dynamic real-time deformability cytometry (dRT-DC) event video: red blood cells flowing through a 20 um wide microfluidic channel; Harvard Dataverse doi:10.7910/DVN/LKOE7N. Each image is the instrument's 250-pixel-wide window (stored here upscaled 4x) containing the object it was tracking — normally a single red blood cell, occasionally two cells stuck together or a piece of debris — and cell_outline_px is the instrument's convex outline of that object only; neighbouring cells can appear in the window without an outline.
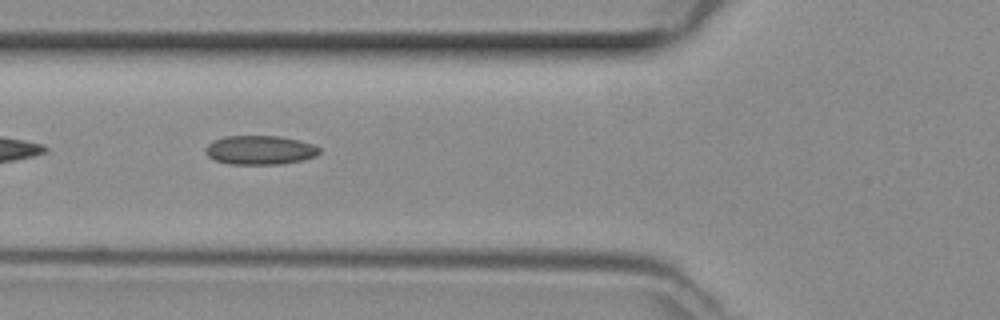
{"species": "common noctule bat (a hibernating species)", "species_latin": "Nyctalus noctula", "temperature_condition": "room temperature", "stored_images_in_passage": 37, "camera_frame_rate_fps": 3000, "um_per_image_px": 0.085, "animal": {"sex": "female", "body_mass_g": 29.2, "forearm_length_mm": 56.3}, "frame": {"image": 1, "passage_image": 12, "time_ms": 3.667, "image_size_px": [1000, 320], "cell_outline_px": [[320, 152], [316, 156], [300, 160], [280, 164], [228, 164], [212, 160], [204, 152], [204, 148], [212, 140], [224, 136], [280, 136], [300, 140], [312, 144], [320, 148]], "centroid_in_image_um": [22.04, 12.75], "position_along_channel_um": 103.8, "area_um2": 19.48}}
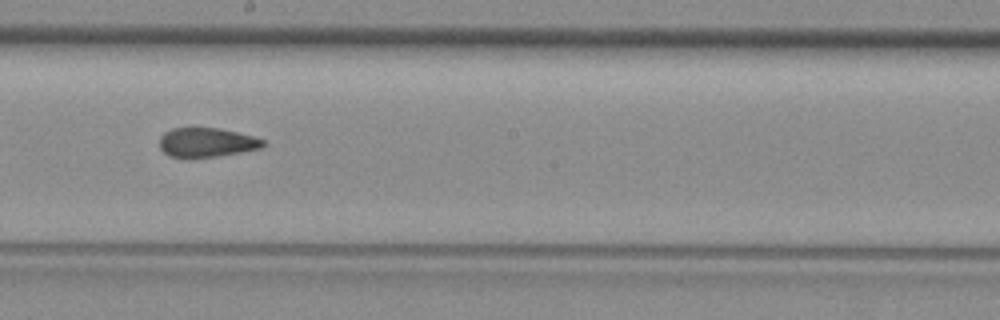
{"frame": {"image": 2, "passage_image": 21, "time_ms": 6.667, "image_size_px": [1000, 320], "cell_outline_px": [[264, 144], [260, 148], [240, 152], [216, 156], [168, 156], [160, 148], [160, 136], [164, 132], [172, 128], [220, 128], [252, 136], [264, 140]], "centroid_in_image_um": [17.54, 12.08], "position_along_channel_um": 230.7, "area_um2": 17.22}}
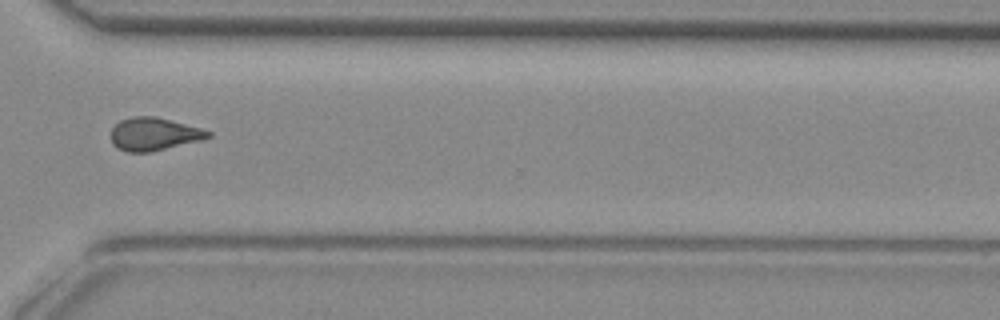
{"frame": {"image": 3, "passage_image": 30, "time_ms": 9.667, "image_size_px": [1000, 320], "cell_outline_px": [[212, 136], [204, 140], [152, 152], [128, 152], [112, 144], [112, 128], [120, 120], [132, 116], [156, 116], [200, 128], [212, 132]], "centroid_in_image_um": [13.12, 11.4], "position_along_channel_um": 357.5, "area_um2": 18.73}}